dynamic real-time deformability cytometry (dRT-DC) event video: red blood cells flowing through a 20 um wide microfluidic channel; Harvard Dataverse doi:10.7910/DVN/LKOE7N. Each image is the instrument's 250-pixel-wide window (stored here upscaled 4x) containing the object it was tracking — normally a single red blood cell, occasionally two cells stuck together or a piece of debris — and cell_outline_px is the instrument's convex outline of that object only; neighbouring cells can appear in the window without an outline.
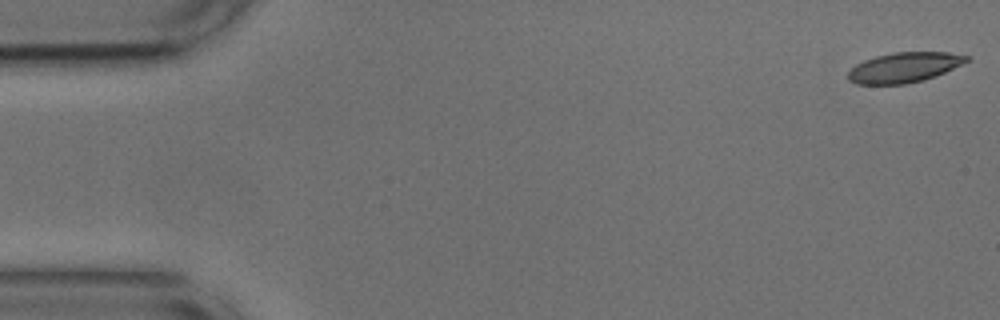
{"species": "common noctule bat (a hibernating species)", "species_latin": "Nyctalus noctula", "temperature_condition": "cold", "stored_images_in_passage": 14, "camera_frame_rate_fps": 3000, "um_per_image_px": 0.085, "animal": {"sex": "male", "body_mass_g": 17.9, "forearm_length_mm": 54.2}, "frame": {"image": 1, "passage_image": 1, "time_ms": 0.0, "image_size_px": [1000, 320], "cell_outline_px": [[972, 60], [964, 64], [924, 80], [904, 84], [856, 84], [848, 80], [848, 72], [856, 64], [864, 60], [876, 56], [892, 52], [948, 52], [972, 56]], "centroid_in_image_um": [76.9, 5.72], "position_along_channel_um": 8.1, "area_um2": 20.92}}
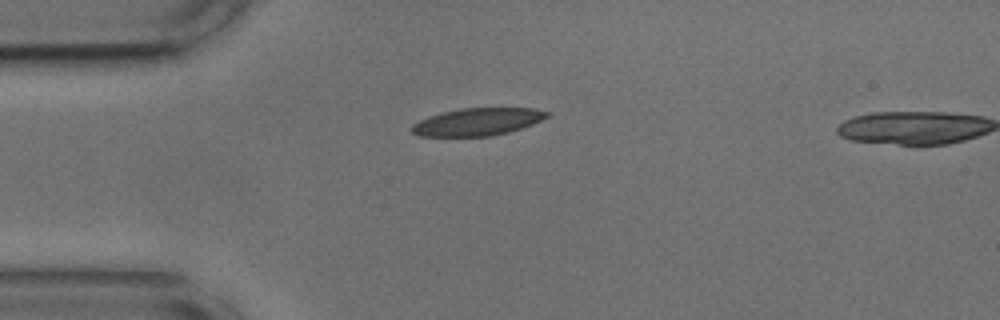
{"frame": {"image": 2, "passage_image": 13, "time_ms": 4.0, "image_size_px": [1000, 320], "cell_outline_px": [[552, 112], [548, 116], [532, 124], [508, 132], [492, 136], [420, 136], [412, 132], [412, 124], [428, 116], [460, 108], [532, 108]], "centroid_in_image_um": [40.59, 10.35], "position_along_channel_um": 44.4, "area_um2": 21.5}}